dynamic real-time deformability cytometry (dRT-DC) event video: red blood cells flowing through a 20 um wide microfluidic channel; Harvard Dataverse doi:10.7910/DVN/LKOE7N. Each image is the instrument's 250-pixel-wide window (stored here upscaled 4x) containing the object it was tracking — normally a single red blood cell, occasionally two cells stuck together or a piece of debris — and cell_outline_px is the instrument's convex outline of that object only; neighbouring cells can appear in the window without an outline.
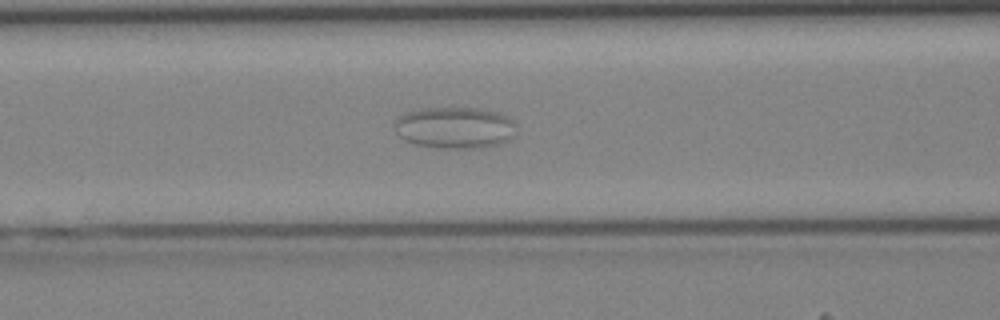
{"species": "Egyptian fruit bat (a non-hibernating species)", "species_latin": "Rousettus aegyptiacus", "temperature_condition": "cold", "stored_images_in_passage": 43, "camera_frame_rate_fps": 3000, "um_per_image_px": 0.085, "animal": {"sex": "female"}, "frame": {"image": 1, "passage_image": 15, "time_ms": 4.667, "image_size_px": [1000, 320], "cell_outline_px": [[516, 124], [512, 136], [508, 140], [496, 144], [480, 148], [440, 148], [412, 144], [404, 140], [396, 132], [396, 120], [404, 112], [420, 108], [480, 108], [496, 112], [508, 116]], "centroid_in_image_um": [38.64, 10.85], "position_along_channel_um": 128.0, "area_um2": 29.54}}
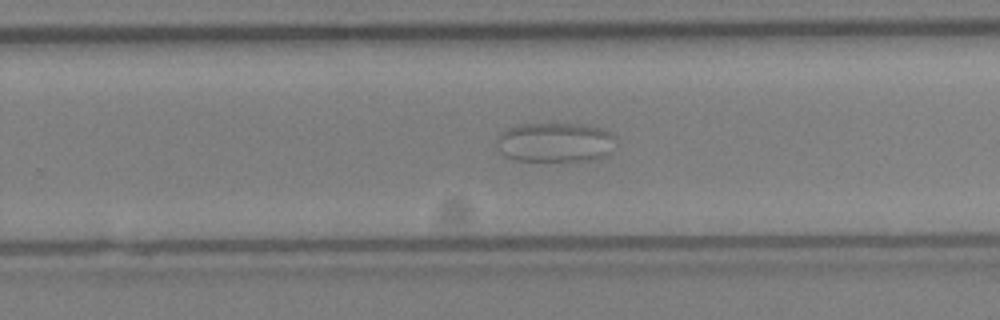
{"frame": {"image": 2, "passage_image": 26, "time_ms": 8.333, "image_size_px": [1000, 320], "cell_outline_px": [[616, 136], [608, 152], [600, 156], [588, 160], [516, 160], [504, 156], [500, 152], [496, 144], [496, 140], [500, 132], [516, 124], [584, 124], [600, 128], [612, 132]], "centroid_in_image_um": [47.11, 12.07], "position_along_channel_um": 282.7, "area_um2": 27.22}}
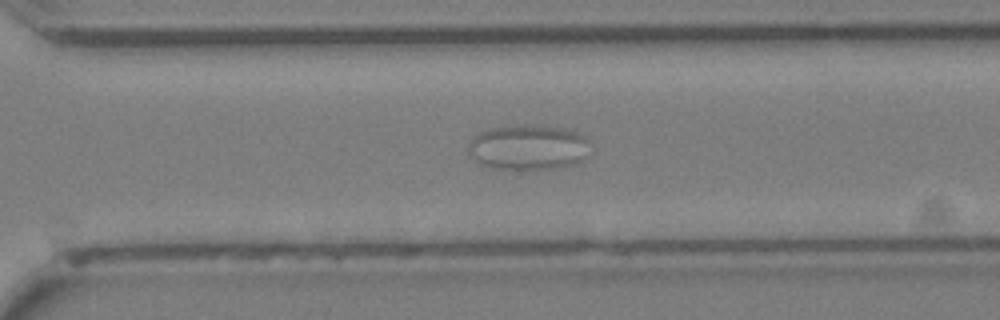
{"frame": {"image": 3, "passage_image": 29, "time_ms": 9.333, "image_size_px": [1000, 320], "cell_outline_px": [[588, 140], [584, 160], [576, 164], [552, 168], [496, 168], [476, 164], [468, 156], [468, 144], [480, 132], [504, 124], [536, 124], [568, 128], [584, 136]], "centroid_in_image_um": [44.85, 12.49], "position_along_channel_um": 325.8, "area_um2": 32.48}}